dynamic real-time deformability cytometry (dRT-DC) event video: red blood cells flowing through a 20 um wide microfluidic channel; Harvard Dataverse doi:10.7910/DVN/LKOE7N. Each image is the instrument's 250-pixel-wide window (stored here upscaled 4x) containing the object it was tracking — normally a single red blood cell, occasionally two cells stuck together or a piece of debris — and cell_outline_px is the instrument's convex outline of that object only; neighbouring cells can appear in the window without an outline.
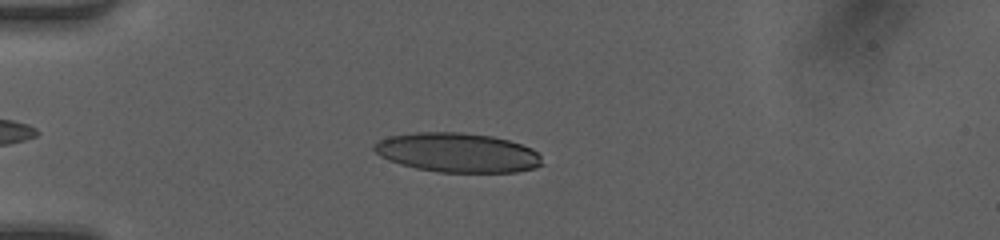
{"species": "human", "species_latin": "Homo sapiens", "temperature_condition": "room temperature", "stored_images_in_passage": 42, "camera_frame_rate_fps": 3000, "um_per_image_px": 0.085, "donor": {"sex": "female"}, "frame": {"image": 1, "passage_image": 7, "time_ms": 2.0, "image_size_px": [1000, 240], "cell_outline_px": [[544, 164], [536, 168], [516, 172], [440, 172], [416, 168], [400, 164], [388, 160], [380, 156], [372, 148], [372, 144], [388, 136], [416, 132], [460, 132], [492, 136], [508, 140], [532, 148], [540, 156]], "centroid_in_image_um": [38.88, 12.97], "position_along_channel_um": 46.1, "area_um2": 38.67}}
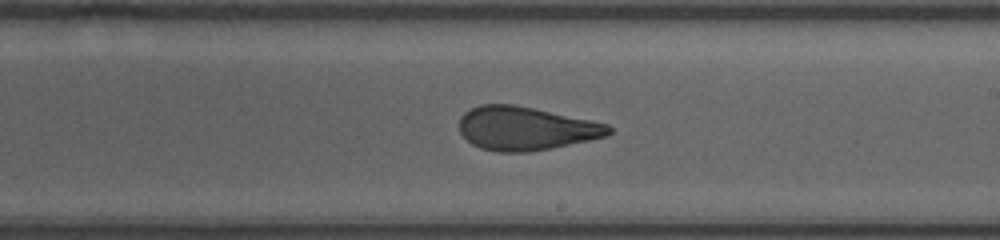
{"frame": {"image": 2, "passage_image": 23, "time_ms": 7.333, "image_size_px": [1000, 240], "cell_outline_px": [[612, 132], [608, 136], [528, 152], [496, 152], [480, 148], [472, 144], [460, 132], [460, 116], [464, 112], [480, 104], [512, 104], [532, 108], [608, 124], [612, 128]], "centroid_in_image_um": [44.65, 10.92], "position_along_channel_um": 244.3, "area_um2": 37.51}}
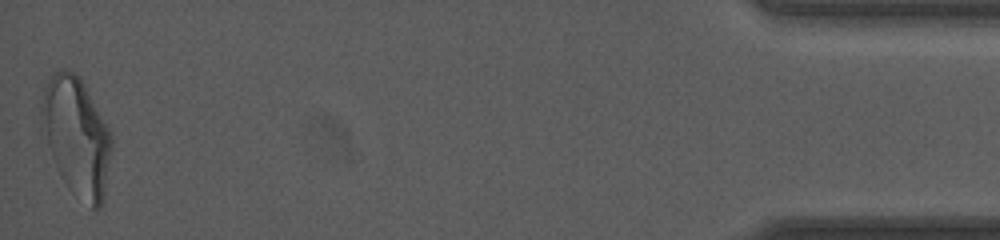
{"frame": {"image": 3, "passage_image": 42, "time_ms": 13.667, "image_size_px": [1000, 240], "cell_outline_px": [[112, 148], [104, 200], [100, 208], [96, 212], [68, 188], [60, 176], [40, 132], [40, 104], [44, 88], [52, 72], [60, 68], [64, 68], [76, 72], [80, 76], [108, 128], [112, 136]], "centroid_in_image_um": [6.47, 11.59], "position_along_channel_um": 428.7, "area_um2": 49.19}, "authors_computed_cell_mechanics": {"area_um2": 38.9283, "velocity_mm_per_s": 4.237, "shape_relaxation_time_tau1_ms": 6.797, "shape_relaxation_time_tau2_ms": 1.3008, "deformation_change_tau1": 0.2273, "deformation_change_tau2": 0.0971}}